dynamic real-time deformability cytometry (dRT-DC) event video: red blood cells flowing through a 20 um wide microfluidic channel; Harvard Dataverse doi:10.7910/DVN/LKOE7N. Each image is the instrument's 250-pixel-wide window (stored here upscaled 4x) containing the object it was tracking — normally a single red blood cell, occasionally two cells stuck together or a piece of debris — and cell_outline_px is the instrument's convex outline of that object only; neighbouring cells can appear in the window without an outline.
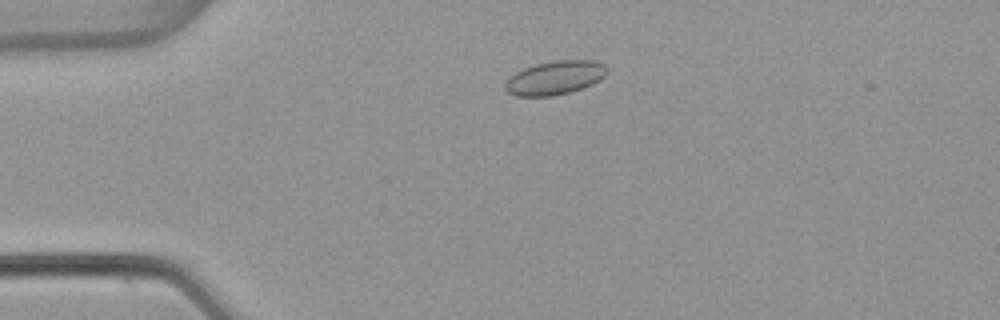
{"species": "common noctule bat (a hibernating species)", "species_latin": "Nyctalus noctula", "temperature_condition": "warm", "stored_images_in_passage": 49, "camera_frame_rate_fps": 3000, "um_per_image_px": 0.085, "animal": {"sex": "female", "body_mass_g": 22.7, "forearm_length_mm": 54.2}, "frame": {"image": 1, "passage_image": 8, "time_ms": 2.333, "image_size_px": [1000, 320], "cell_outline_px": [[608, 72], [600, 80], [592, 84], [568, 92], [552, 96], [516, 96], [508, 92], [504, 88], [504, 84], [508, 76], [524, 68], [536, 64], [556, 60], [592, 60], [604, 64], [608, 68]], "centroid_in_image_um": [47.15, 6.6], "position_along_channel_um": 37.8, "area_um2": 20.06}}
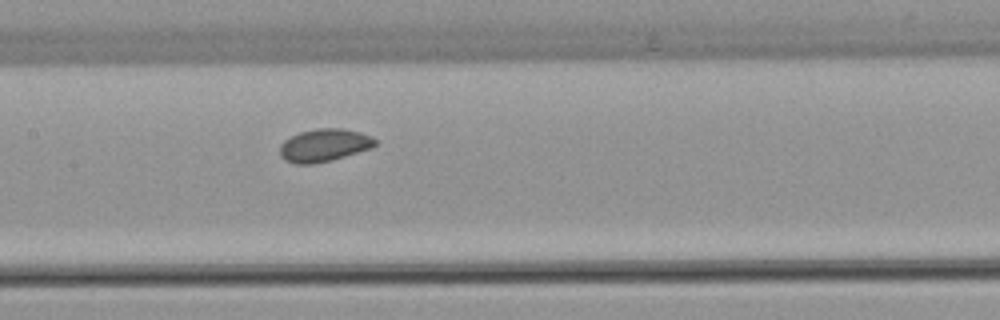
{"frame": {"image": 2, "passage_image": 22, "time_ms": 7.0, "image_size_px": [1000, 320], "cell_outline_px": [[376, 144], [372, 148], [332, 160], [316, 164], [296, 164], [284, 160], [280, 156], [280, 144], [284, 140], [300, 132], [316, 128], [340, 128], [360, 132], [372, 136], [376, 140]], "centroid_in_image_um": [27.55, 12.35], "position_along_channel_um": 179.9, "area_um2": 18.32}}
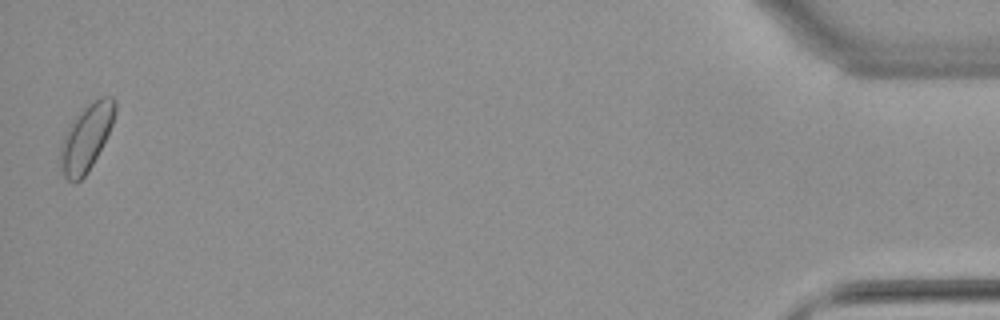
{"frame": {"image": 3, "passage_image": 49, "time_ms": 16.0, "image_size_px": [1000, 320], "cell_outline_px": [[116, 112], [112, 124], [88, 172], [80, 180], [72, 184], [64, 176], [60, 168], [60, 148], [68, 124], [88, 104], [100, 96], [112, 96], [116, 100]], "centroid_in_image_um": [7.32, 11.69], "position_along_channel_um": 427.9, "area_um2": 20.98}, "authors_computed_cell_mechanics": {"area_um2": 18.3226, "velocity_mm_per_s": 3.7813, "shape_relaxation_time_tau1_ms": null, "shape_relaxation_time_tau2_ms": 10.447, "deformation_change_tau1": null, "deformation_change_tau2": 0.1045}}